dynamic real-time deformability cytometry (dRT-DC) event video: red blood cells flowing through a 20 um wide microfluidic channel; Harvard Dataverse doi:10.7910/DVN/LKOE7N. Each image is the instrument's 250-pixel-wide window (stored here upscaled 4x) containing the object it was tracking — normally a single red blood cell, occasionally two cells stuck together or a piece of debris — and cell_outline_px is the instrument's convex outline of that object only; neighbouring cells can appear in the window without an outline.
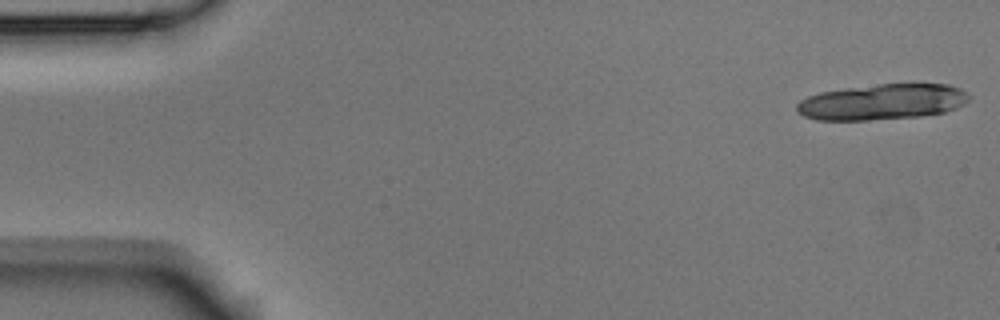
{"species": "Egyptian fruit bat (a non-hibernating species)", "species_latin": "Rousettus aegyptiacus", "temperature_condition": "room temperature", "stored_images_in_passage": 6, "camera_frame_rate_fps": 3000, "um_per_image_px": 0.085, "animal": {"sex": "male"}, "frame": {"image": 1, "passage_image": 1, "time_ms": 0.0, "image_size_px": [1000, 320], "cell_outline_px": [[968, 100], [964, 104], [956, 108], [944, 112], [920, 116], [868, 120], [816, 120], [804, 116], [796, 112], [796, 104], [800, 100], [808, 96], [820, 92], [848, 88], [880, 84], [948, 84], [960, 88], [968, 96]], "centroid_in_image_um": [74.95, 8.67], "position_along_channel_um": 10.0, "area_um2": 35.72}}